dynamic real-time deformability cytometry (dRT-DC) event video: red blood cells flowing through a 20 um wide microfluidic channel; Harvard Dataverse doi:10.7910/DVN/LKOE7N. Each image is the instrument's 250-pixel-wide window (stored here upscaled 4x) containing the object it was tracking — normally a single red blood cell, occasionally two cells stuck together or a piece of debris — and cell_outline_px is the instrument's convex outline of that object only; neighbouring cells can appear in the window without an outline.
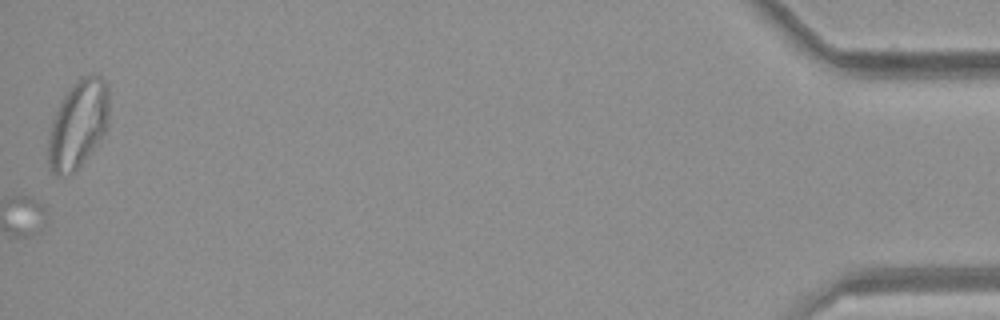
{"species": "common noctule bat (a hibernating species)", "species_latin": "Nyctalus noctula", "temperature_condition": "room temperature", "stored_images_in_passage": 52, "camera_frame_rate_fps": 3000, "um_per_image_px": 0.085, "animal": {"sex": "female", "body_mass_g": 21.9}, "frame": {"image": 1, "passage_image": 52, "time_ms": 17.0, "image_size_px": [1000, 320], "cell_outline_px": [[108, 128], [80, 164], [72, 172], [60, 176], [56, 176], [48, 168], [48, 136], [52, 116], [60, 100], [72, 84], [80, 76], [92, 72], [104, 76], [108, 88]], "centroid_in_image_um": [6.62, 10.48], "position_along_channel_um": 428.6, "area_um2": 31.67}}